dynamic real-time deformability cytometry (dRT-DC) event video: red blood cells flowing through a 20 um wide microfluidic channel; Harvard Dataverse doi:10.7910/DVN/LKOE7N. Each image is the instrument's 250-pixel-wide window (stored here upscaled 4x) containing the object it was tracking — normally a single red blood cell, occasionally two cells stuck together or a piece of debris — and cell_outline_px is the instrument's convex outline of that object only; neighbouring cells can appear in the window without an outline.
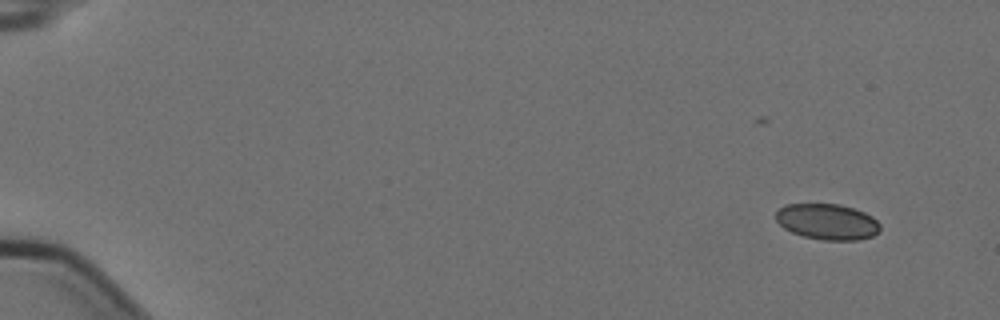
{"species": "Egyptian fruit bat (a non-hibernating species)", "species_latin": "Rousettus aegyptiacus", "temperature_condition": "cold", "stored_images_in_passage": 5, "camera_frame_rate_fps": 3000, "um_per_image_px": 0.085, "animal": {"sex": "female"}, "frame": {"image": 1, "passage_image": 1, "time_ms": 0.0, "image_size_px": [1000, 320], "cell_outline_px": [[880, 232], [872, 236], [856, 240], [824, 240], [804, 236], [792, 232], [784, 228], [776, 220], [776, 212], [784, 204], [840, 204], [864, 212], [872, 216], [880, 224]], "centroid_in_image_um": [70.33, 18.84], "position_along_channel_um": 14.7, "area_um2": 21.73}}
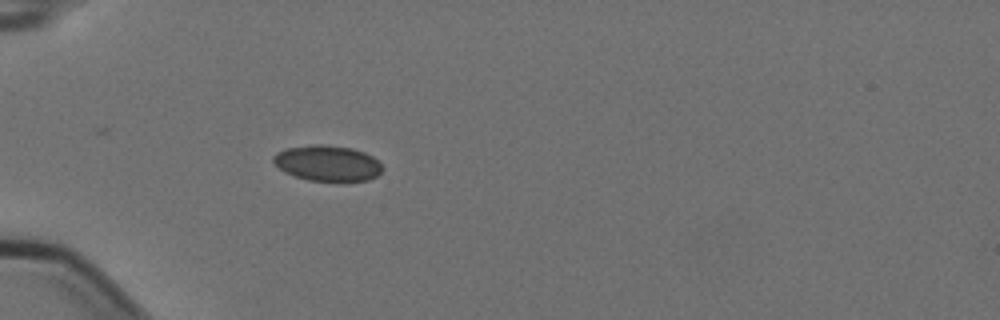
{"frame": {"image": 2, "passage_image": 5, "time_ms": 1.333, "image_size_px": [1000, 320], "cell_outline_px": [[384, 168], [376, 176], [368, 180], [308, 180], [284, 172], [272, 160], [272, 156], [276, 152], [288, 148], [312, 144], [320, 144], [352, 148], [364, 152], [372, 156]], "centroid_in_image_um": [27.82, 13.85], "position_along_channel_um": 57.2, "area_um2": 22.37}}